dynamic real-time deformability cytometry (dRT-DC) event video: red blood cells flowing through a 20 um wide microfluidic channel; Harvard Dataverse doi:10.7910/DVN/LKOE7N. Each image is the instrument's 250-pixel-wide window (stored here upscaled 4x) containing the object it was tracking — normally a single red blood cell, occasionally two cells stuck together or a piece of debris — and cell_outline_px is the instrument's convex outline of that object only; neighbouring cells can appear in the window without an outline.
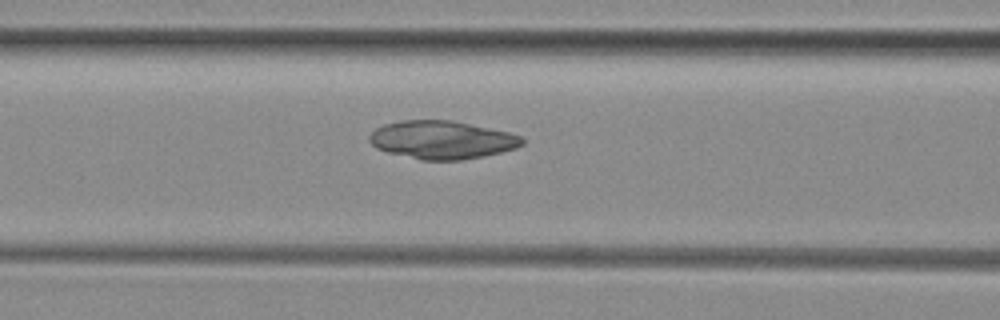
{"species": "common noctule bat (a hibernating species)", "species_latin": "Nyctalus noctula", "temperature_condition": "room temperature", "stored_images_in_passage": 5, "camera_frame_rate_fps": 3000, "um_per_image_px": 0.085, "animal": {"sex": "female", "body_mass_g": 29.2, "forearm_length_mm": 56.3}, "frame": {"image": 1, "passage_image": 5, "time_ms": 1.333, "image_size_px": [1000, 320], "cell_outline_px": [[524, 144], [516, 148], [484, 156], [460, 160], [420, 160], [388, 152], [376, 148], [368, 140], [368, 136], [376, 128], [384, 124], [400, 120], [452, 120], [508, 132], [520, 136], [524, 140]], "centroid_in_image_um": [37.54, 11.89], "position_along_channel_um": 129.1, "area_um2": 33.93}}